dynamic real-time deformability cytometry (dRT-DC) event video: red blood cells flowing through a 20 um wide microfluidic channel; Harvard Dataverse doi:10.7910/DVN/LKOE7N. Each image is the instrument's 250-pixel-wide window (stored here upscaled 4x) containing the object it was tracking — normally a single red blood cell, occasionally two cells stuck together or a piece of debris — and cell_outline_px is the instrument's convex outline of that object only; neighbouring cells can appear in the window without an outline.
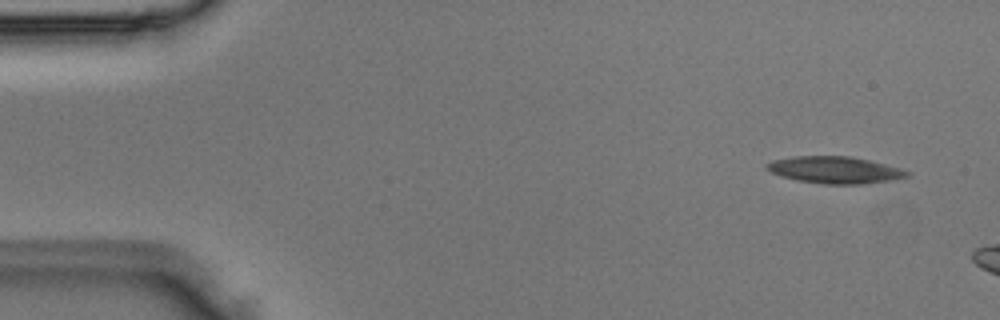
{"species": "Egyptian fruit bat (a non-hibernating species)", "species_latin": "Rousettus aegyptiacus", "temperature_condition": "room temperature", "stored_images_in_passage": 3, "camera_frame_rate_fps": 3000, "um_per_image_px": 0.085, "animal": {"sex": "male"}, "frame": {"image": 1, "passage_image": 1, "time_ms": 0.0, "image_size_px": [1000, 320], "cell_outline_px": [[912, 172], [908, 176], [888, 180], [860, 184], [824, 184], [796, 180], [780, 176], [764, 168], [764, 164], [772, 160], [792, 156], [848, 156], [868, 160], [900, 168]], "centroid_in_image_um": [70.89, 14.44], "position_along_channel_um": 14.1, "area_um2": 21.91}}